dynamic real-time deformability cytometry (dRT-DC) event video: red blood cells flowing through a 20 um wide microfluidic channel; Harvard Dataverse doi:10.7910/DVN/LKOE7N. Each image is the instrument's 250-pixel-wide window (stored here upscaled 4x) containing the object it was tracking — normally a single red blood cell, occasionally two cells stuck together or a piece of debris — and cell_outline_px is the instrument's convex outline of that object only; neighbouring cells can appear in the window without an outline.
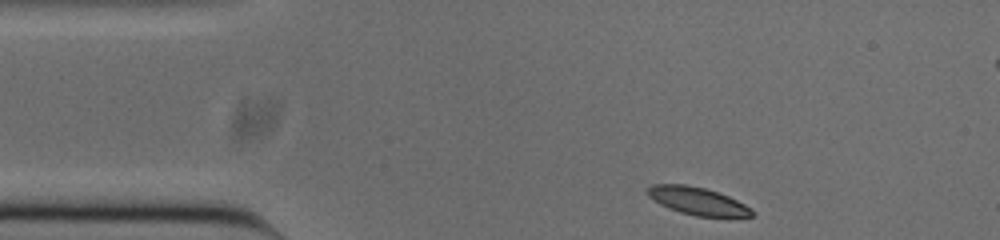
{"species": "common noctule bat (a hibernating species)", "species_latin": "Nyctalus noctula", "temperature_condition": "cold", "stored_images_in_passage": 47, "camera_frame_rate_fps": 3000, "um_per_image_px": 0.085, "animal": {"sex": "male", "body_mass_g": 20.0, "forearm_length_mm": 53.3}, "frame": {"image": 1, "passage_image": 1, "time_ms": 0.0, "image_size_px": [1000, 240], "cell_outline_px": [[756, 212], [752, 216], [696, 216], [680, 212], [668, 208], [660, 204], [648, 196], [648, 188], [652, 184], [684, 184], [704, 188], [728, 196], [752, 208]], "centroid_in_image_um": [59.29, 17.08], "position_along_channel_um": 25.7, "area_um2": 16.59}}
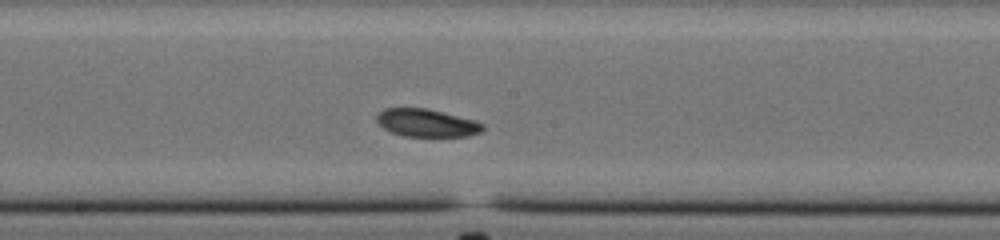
{"frame": {"image": 2, "passage_image": 20, "time_ms": 6.333, "image_size_px": [1000, 240], "cell_outline_px": [[484, 128], [480, 132], [468, 136], [404, 136], [392, 132], [384, 128], [376, 120], [376, 116], [384, 108], [428, 108], [476, 120], [484, 124]], "centroid_in_image_um": [36.29, 10.44], "position_along_channel_um": 211.9, "area_um2": 17.17}}
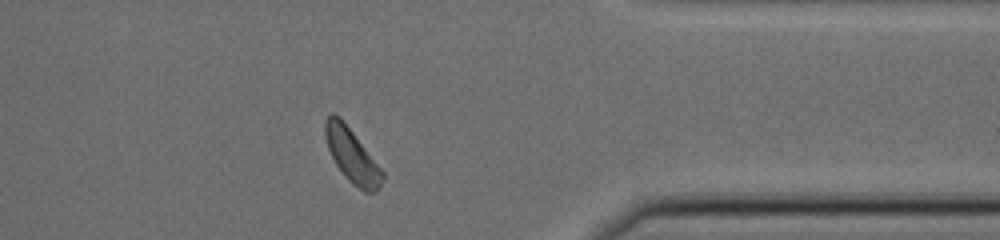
{"frame": {"image": 3, "passage_image": 35, "time_ms": 11.333, "image_size_px": [1000, 240], "cell_outline_px": [[384, 180], [376, 192], [364, 192], [352, 184], [344, 176], [336, 164], [328, 148], [324, 136], [324, 124], [328, 116], [332, 112], [340, 116], [384, 172]], "centroid_in_image_um": [29.91, 13.23], "position_along_channel_um": 381.5, "area_um2": 17.92}, "authors_computed_cell_mechanics": {"area_um2": 17.6868, "velocity_mm_per_s": 3.7697, "shape_relaxation_time_tau1_ms": 1.4156, "shape_relaxation_time_tau2_ms": 5.3308, "deformation_change_tau1": 0.0533, "deformation_change_tau2": 0.1082}}